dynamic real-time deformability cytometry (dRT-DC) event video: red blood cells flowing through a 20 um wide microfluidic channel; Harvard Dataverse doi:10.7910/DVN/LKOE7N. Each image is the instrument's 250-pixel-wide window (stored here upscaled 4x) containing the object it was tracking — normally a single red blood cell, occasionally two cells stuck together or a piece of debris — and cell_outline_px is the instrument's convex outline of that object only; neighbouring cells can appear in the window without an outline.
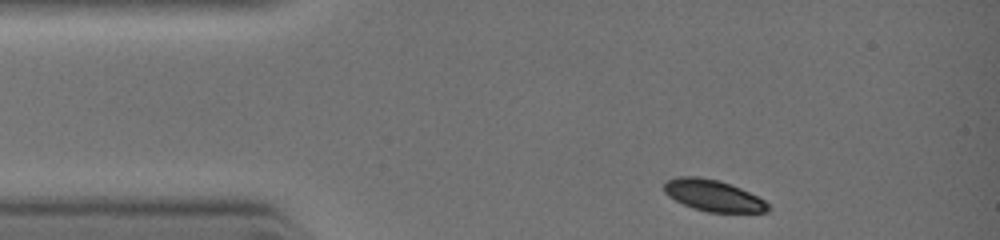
{"species": "common noctule bat (a hibernating species)", "species_latin": "Nyctalus noctula", "temperature_condition": "warm", "stored_images_in_passage": 6, "camera_frame_rate_fps": 3000, "um_per_image_px": 0.085, "animal": {"sex": "female", "body_mass_g": 19.0, "forearm_length_mm": 51.5}, "frame": {"image": 1, "passage_image": 1, "time_ms": 0.0, "image_size_px": [1000, 240], "cell_outline_px": [[772, 208], [768, 212], [708, 212], [692, 208], [668, 196], [664, 192], [664, 184], [668, 180], [680, 176], [696, 176], [720, 180], [740, 188], [764, 200]], "centroid_in_image_um": [60.63, 16.62], "position_along_channel_um": 24.4, "area_um2": 18.96}}
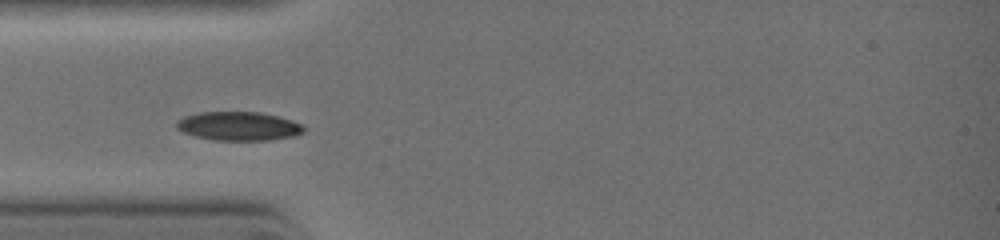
{"frame": {"image": 2, "passage_image": 3, "time_ms": 1.667, "image_size_px": [1000, 240], "cell_outline_px": [[304, 132], [292, 136], [268, 140], [212, 140], [196, 136], [184, 132], [176, 128], [176, 120], [184, 116], [200, 112], [260, 112], [292, 120], [300, 124], [304, 128]], "centroid_in_image_um": [20.24, 10.72], "position_along_channel_um": 64.8, "area_um2": 21.21}}
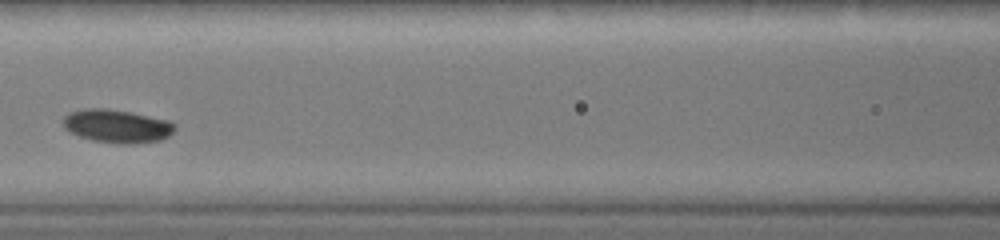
{"frame": {"image": 3, "passage_image": 5, "time_ms": 3.333, "image_size_px": [1000, 240], "cell_outline_px": [[176, 128], [168, 136], [160, 140], [132, 144], [120, 144], [92, 140], [68, 132], [64, 128], [64, 116], [68, 112], [84, 108], [104, 108], [128, 112], [168, 120], [176, 124]], "centroid_in_image_um": [9.92, 10.72], "position_along_channel_um": 156.7, "area_um2": 21.62}}